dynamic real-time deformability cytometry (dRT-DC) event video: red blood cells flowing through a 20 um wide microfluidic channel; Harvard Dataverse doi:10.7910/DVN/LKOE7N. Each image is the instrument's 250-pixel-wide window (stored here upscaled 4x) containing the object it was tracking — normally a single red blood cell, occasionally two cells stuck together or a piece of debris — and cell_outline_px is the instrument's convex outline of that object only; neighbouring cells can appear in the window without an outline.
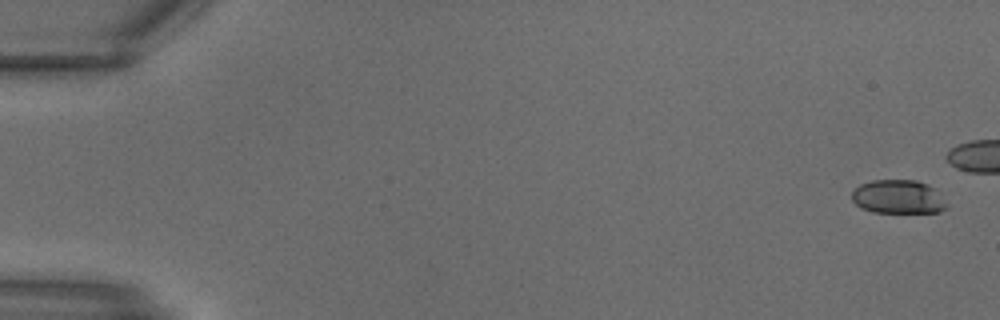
{"species": "common noctule bat (a hibernating species)", "species_latin": "Nyctalus noctula", "temperature_condition": "warm", "stored_images_in_passage": 14, "camera_frame_rate_fps": 3000, "um_per_image_px": 0.085, "animal": {"sex": "male", "body_mass_g": 18.8}, "frame": {"image": 1, "passage_image": 1, "time_ms": 0.0, "image_size_px": [1000, 320], "cell_outline_px": [[948, 208], [940, 212], [872, 212], [860, 208], [852, 200], [852, 192], [860, 184], [872, 180], [916, 180], [928, 184], [936, 188], [948, 204]], "centroid_in_image_um": [76.38, 16.73], "position_along_channel_um": 8.6, "area_um2": 18.9}}